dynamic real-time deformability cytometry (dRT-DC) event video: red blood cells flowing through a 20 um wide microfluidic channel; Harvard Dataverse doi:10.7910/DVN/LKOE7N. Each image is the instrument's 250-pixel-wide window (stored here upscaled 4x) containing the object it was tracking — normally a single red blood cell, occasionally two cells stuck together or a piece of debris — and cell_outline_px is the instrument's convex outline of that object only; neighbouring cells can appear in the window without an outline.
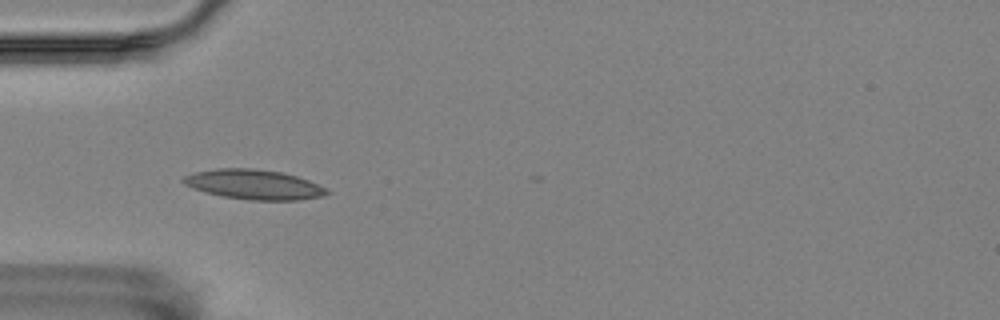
{"species": "Egyptian fruit bat (a non-hibernating species)", "species_latin": "Rousettus aegyptiacus", "temperature_condition": "room temperature", "stored_images_in_passage": 6, "camera_frame_rate_fps": 3000, "um_per_image_px": 0.085, "animal": {"sex": "female"}, "frame": {"image": 1, "passage_image": 5, "time_ms": 1.333, "image_size_px": [1000, 320], "cell_outline_px": [[332, 192], [324, 196], [300, 200], [248, 200], [220, 196], [204, 192], [192, 188], [184, 184], [180, 180], [184, 176], [196, 172], [216, 168], [256, 168], [280, 172], [296, 176], [308, 180], [328, 188]], "centroid_in_image_um": [21.59, 15.69], "position_along_channel_um": 63.4, "area_um2": 25.2}}